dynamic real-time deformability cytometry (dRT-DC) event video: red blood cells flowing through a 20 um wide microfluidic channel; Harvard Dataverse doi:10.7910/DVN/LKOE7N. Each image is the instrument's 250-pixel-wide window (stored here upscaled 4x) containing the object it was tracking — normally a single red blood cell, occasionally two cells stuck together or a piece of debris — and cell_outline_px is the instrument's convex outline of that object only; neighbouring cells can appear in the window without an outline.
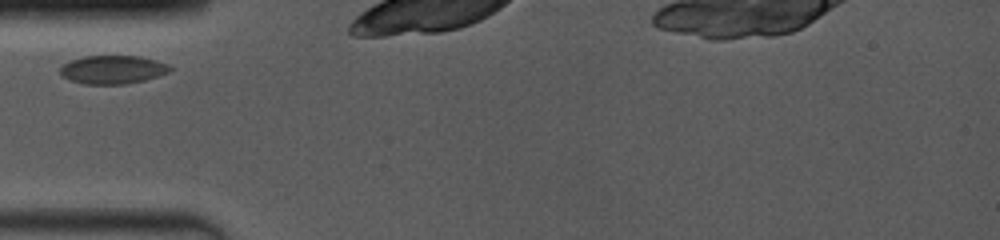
{"species": "common noctule bat (a hibernating species)", "species_latin": "Nyctalus noctula", "temperature_condition": "room temperature", "stored_images_in_passage": 21, "camera_frame_rate_fps": 4000, "um_per_image_px": 0.085, "animal": {"sex": "female", "body_mass_g": 19.0, "forearm_length_mm": 53.3}, "frame": {"image": 1, "passage_image": 1, "time_ms": 0.0, "image_size_px": [1000, 240], "cell_outline_px": [[176, 68], [168, 72], [144, 80], [124, 84], [84, 84], [72, 80], [64, 76], [60, 72], [60, 68], [64, 64], [72, 60], [84, 56], [140, 56], [156, 60], [168, 64]], "centroid_in_image_um": [9.63, 5.91], "position_along_channel_um": 75.4, "area_um2": 18.03}}